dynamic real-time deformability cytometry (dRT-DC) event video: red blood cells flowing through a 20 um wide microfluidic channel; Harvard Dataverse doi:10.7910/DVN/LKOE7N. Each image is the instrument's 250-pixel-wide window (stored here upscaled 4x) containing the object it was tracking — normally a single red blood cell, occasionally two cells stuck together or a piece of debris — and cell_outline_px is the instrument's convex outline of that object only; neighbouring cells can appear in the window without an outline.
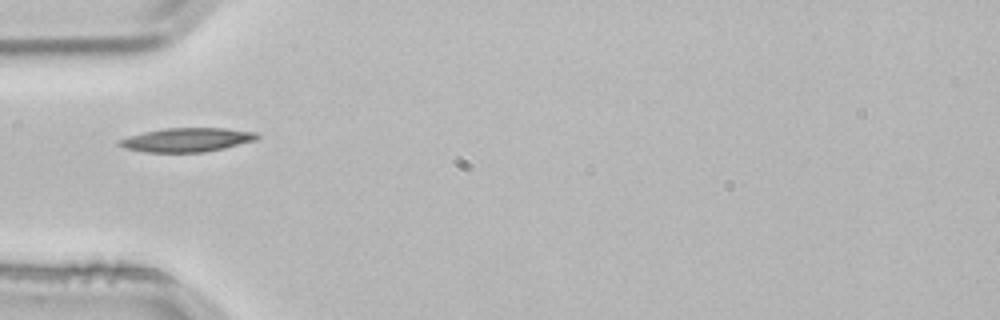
{"species": "common noctule bat (a hibernating species)", "species_latin": "Nyctalus noctula", "temperature_condition": "room temperature", "stored_images_in_passage": 4, "camera_frame_rate_fps": 3000, "um_per_image_px": 0.085, "animal": {"sex": "male", "body_mass_g": 21.5, "forearm_length_mm": 52.0}, "frame": {"image": 1, "passage_image": 4, "time_ms": 1.0, "image_size_px": [1000, 320], "cell_outline_px": [[260, 136], [256, 140], [224, 148], [204, 152], [144, 152], [124, 148], [116, 144], [116, 140], [128, 136], [144, 132], [164, 128], [224, 128], [256, 132]], "centroid_in_image_um": [15.84, 11.88], "position_along_channel_um": 69.2, "area_um2": 19.31}}